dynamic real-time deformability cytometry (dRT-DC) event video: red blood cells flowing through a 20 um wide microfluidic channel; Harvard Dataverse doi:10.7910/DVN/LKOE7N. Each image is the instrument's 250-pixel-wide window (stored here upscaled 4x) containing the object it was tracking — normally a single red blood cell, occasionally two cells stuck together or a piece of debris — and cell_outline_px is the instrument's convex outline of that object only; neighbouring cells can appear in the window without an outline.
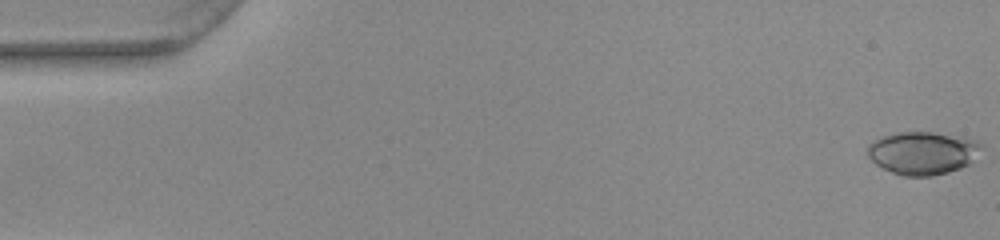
{"species": "common noctule bat (a hibernating species)", "species_latin": "Nyctalus noctula", "temperature_condition": "warm", "stored_images_in_passage": 52, "camera_frame_rate_fps": 3000, "um_per_image_px": 0.085, "animal": {"sex": "female", "body_mass_g": 22.0, "forearm_length_mm": 56.7}, "frame": {"image": 1, "passage_image": 1, "time_ms": 0.0, "image_size_px": [1000, 240], "cell_outline_px": [[980, 144], [968, 164], [960, 168], [948, 172], [932, 176], [904, 176], [892, 172], [876, 164], [864, 152], [868, 144], [880, 136], [896, 132], [932, 132], [976, 140]], "centroid_in_image_um": [78.3, 13.0], "position_along_channel_um": 6.7, "area_um2": 28.03}}
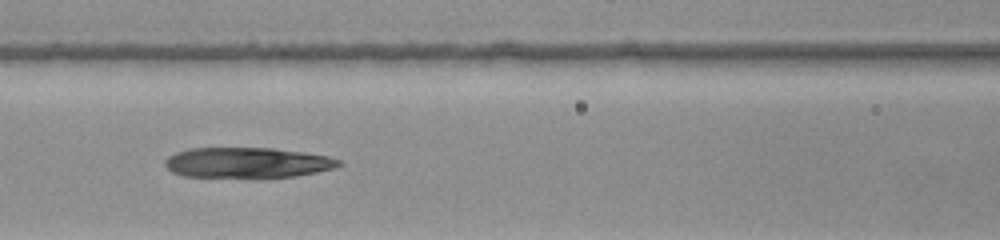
{"frame": {"image": 2, "passage_image": 23, "time_ms": 7.333, "image_size_px": [1000, 240], "cell_outline_px": [[344, 164], [336, 168], [296, 176], [260, 180], [248, 180], [184, 176], [172, 172], [164, 164], [164, 160], [168, 156], [176, 152], [188, 148], [272, 148], [304, 152], [328, 156], [340, 160]], "centroid_in_image_um": [21.03, 13.87], "position_along_channel_um": 145.6, "area_um2": 32.25}}
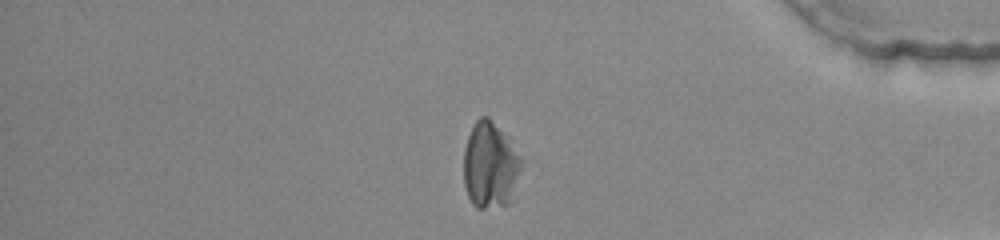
{"frame": {"image": 3, "passage_image": 44, "time_ms": 14.333, "image_size_px": [1000, 240], "cell_outline_px": [[520, 168], [516, 200], [512, 204], [484, 208], [476, 208], [472, 204], [468, 196], [464, 184], [464, 148], [468, 136], [476, 120], [480, 116], [488, 116], [508, 136], [520, 156]], "centroid_in_image_um": [41.69, 14.09], "position_along_channel_um": 393.5, "area_um2": 29.59}}